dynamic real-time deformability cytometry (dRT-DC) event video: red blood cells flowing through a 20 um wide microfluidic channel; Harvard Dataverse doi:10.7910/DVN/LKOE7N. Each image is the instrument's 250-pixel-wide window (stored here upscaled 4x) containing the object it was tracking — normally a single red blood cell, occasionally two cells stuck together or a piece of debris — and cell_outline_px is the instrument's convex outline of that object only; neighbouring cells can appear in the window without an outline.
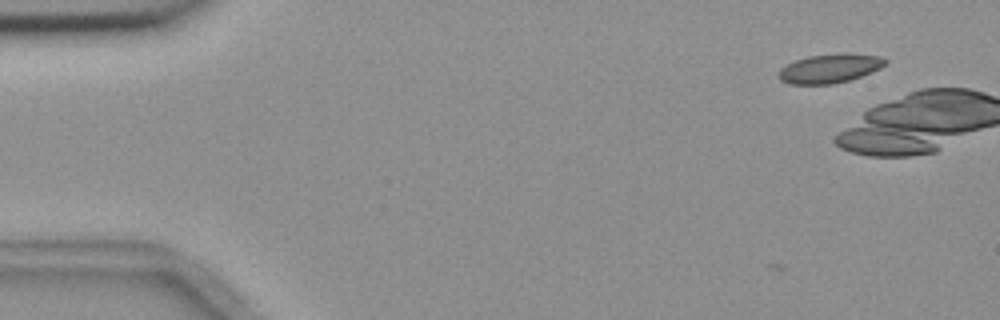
{"species": "common noctule bat (a hibernating species)", "species_latin": "Nyctalus noctula", "temperature_condition": "room temperature", "stored_images_in_passage": 4, "camera_frame_rate_fps": 3000, "um_per_image_px": 0.085, "animal": {"sex": "female", "body_mass_g": 18.4}, "frame": {"image": 1, "passage_image": 1, "time_ms": 0.0, "image_size_px": [1000, 320], "cell_outline_px": [[888, 60], [880, 68], [872, 72], [848, 80], [832, 84], [792, 84], [780, 80], [776, 76], [780, 68], [796, 60], [808, 56], [880, 56]], "centroid_in_image_um": [70.44, 5.87], "position_along_channel_um": 14.6, "area_um2": 17.05}}